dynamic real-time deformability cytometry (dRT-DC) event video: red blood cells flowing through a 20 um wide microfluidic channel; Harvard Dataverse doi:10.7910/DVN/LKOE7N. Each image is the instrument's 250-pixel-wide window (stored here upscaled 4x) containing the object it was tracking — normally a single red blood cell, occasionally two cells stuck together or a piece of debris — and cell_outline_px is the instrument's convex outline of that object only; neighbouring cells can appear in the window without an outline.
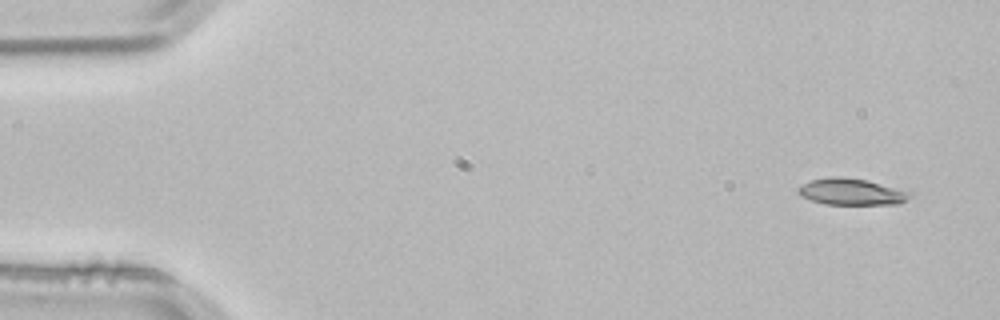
{"species": "common noctule bat (a hibernating species)", "species_latin": "Nyctalus noctula", "temperature_condition": "room temperature", "stored_images_in_passage": 3, "camera_frame_rate_fps": 3000, "um_per_image_px": 0.085, "animal": {"sex": "male", "body_mass_g": 21.5, "forearm_length_mm": 52.0}, "frame": {"image": 1, "passage_image": 1, "time_ms": 0.0, "image_size_px": [1000, 320], "cell_outline_px": [[916, 192], [912, 196], [900, 204], [828, 204], [812, 200], [800, 196], [796, 192], [796, 188], [800, 184], [812, 180], [832, 176], [840, 176], [868, 180]], "centroid_in_image_um": [72.42, 16.29], "position_along_channel_um": 12.6, "area_um2": 17.63}}
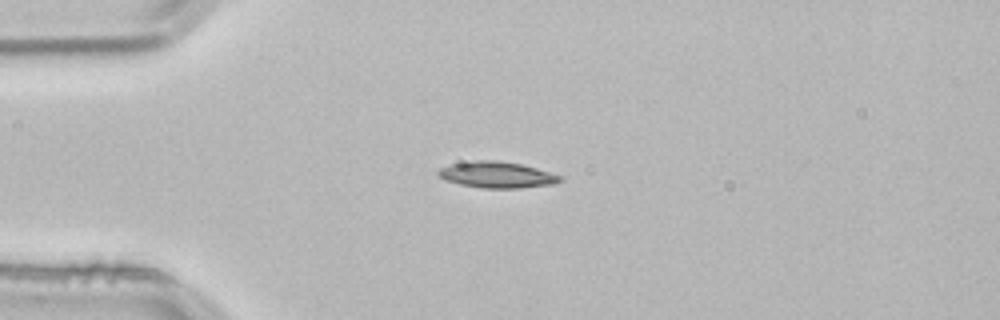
{"frame": {"image": 2, "passage_image": 3, "time_ms": 0.667, "image_size_px": [1000, 320], "cell_outline_px": [[560, 180], [556, 184], [520, 188], [480, 188], [460, 184], [444, 180], [436, 172], [440, 168], [452, 164], [472, 160], [496, 160], [520, 164], [536, 168], [560, 176]], "centroid_in_image_um": [42.2, 14.86], "position_along_channel_um": 42.8, "area_um2": 18.5}}